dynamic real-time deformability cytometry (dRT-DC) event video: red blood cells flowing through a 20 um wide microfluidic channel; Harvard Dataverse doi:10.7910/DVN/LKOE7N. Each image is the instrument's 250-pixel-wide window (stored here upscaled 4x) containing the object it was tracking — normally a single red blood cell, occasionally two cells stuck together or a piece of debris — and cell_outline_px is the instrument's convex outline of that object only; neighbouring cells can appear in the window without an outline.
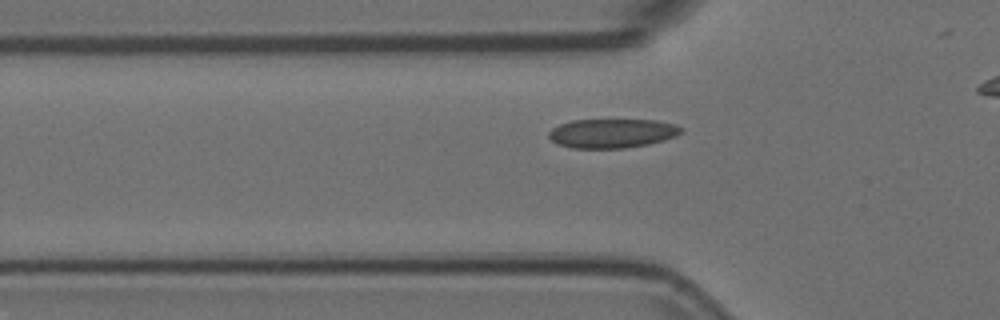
{"species": "Egyptian fruit bat (a non-hibernating species)", "species_latin": "Rousettus aegyptiacus", "temperature_condition": "room temperature", "stored_images_in_passage": 38, "camera_frame_rate_fps": 3000, "um_per_image_px": 0.085, "animal": {"sex": "female"}, "frame": {"image": 1, "passage_image": 11, "time_ms": 3.333, "image_size_px": [1000, 320], "cell_outline_px": [[684, 132], [676, 136], [664, 140], [648, 144], [624, 148], [572, 148], [556, 144], [548, 136], [548, 132], [552, 128], [560, 124], [572, 120], [656, 120], [676, 124], [684, 128]], "centroid_in_image_um": [52.05, 11.33], "position_along_channel_um": 73.7, "area_um2": 22.66}}
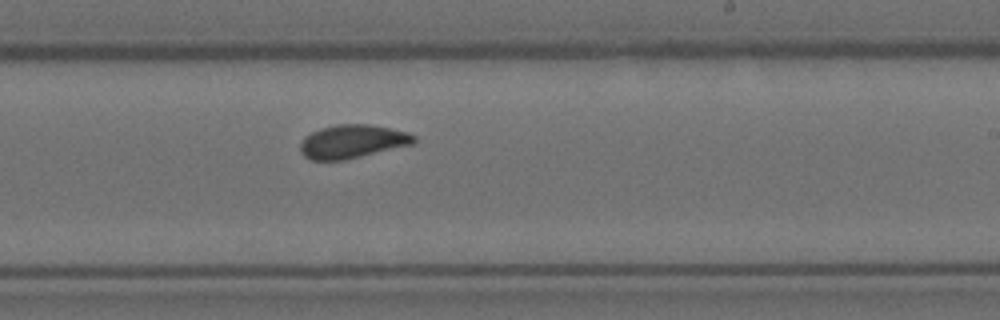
{"frame": {"image": 2, "passage_image": 26, "time_ms": 8.333, "image_size_px": [1000, 320], "cell_outline_px": [[416, 140], [412, 144], [344, 160], [312, 160], [304, 156], [300, 152], [300, 144], [304, 136], [320, 128], [336, 124], [368, 124], [408, 132], [416, 136]], "centroid_in_image_um": [29.92, 12.02], "position_along_channel_um": 259.1, "area_um2": 22.08}}
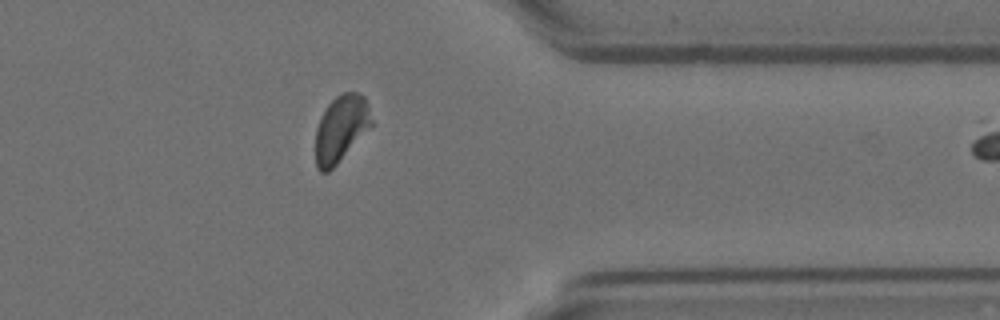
{"frame": {"image": 3, "passage_image": 37, "time_ms": 12.0, "image_size_px": [1000, 320], "cell_outline_px": [[372, 124], [336, 164], [328, 172], [320, 172], [316, 168], [316, 128], [320, 116], [328, 104], [336, 96], [344, 92], [356, 92], [364, 96], [368, 104], [372, 120]], "centroid_in_image_um": [28.95, 10.91], "position_along_channel_um": 382.4, "area_um2": 21.39}}